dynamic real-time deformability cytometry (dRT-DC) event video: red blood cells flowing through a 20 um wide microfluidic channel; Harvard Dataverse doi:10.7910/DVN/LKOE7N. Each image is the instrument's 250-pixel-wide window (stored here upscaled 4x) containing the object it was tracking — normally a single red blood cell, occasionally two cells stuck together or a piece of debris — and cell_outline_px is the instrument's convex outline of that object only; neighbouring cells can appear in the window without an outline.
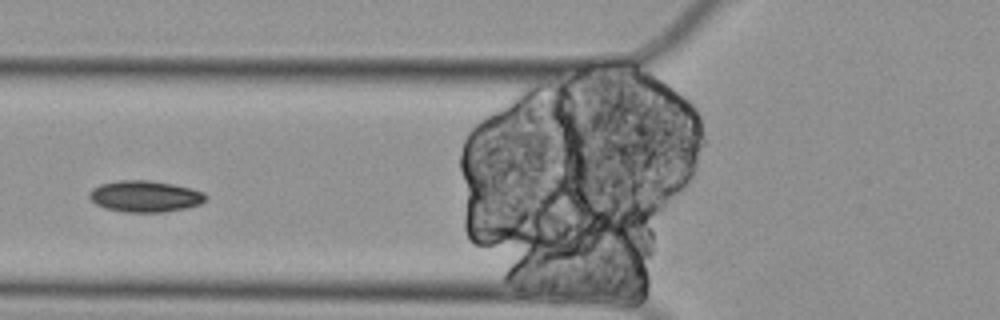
{"species": "Egyptian fruit bat (a non-hibernating species)", "species_latin": "Rousettus aegyptiacus", "temperature_condition": "cold", "stored_images_in_passage": 6, "camera_frame_rate_fps": 3000, "um_per_image_px": 0.085, "animal": {"sex": "female"}, "frame": {"image": 1, "passage_image": 5, "time_ms": 1.333, "image_size_px": [1000, 320], "cell_outline_px": [[208, 196], [200, 204], [188, 208], [164, 212], [124, 212], [104, 208], [96, 204], [88, 196], [88, 192], [92, 188], [100, 184], [120, 180], [148, 180], [172, 184], [204, 192]], "centroid_in_image_um": [12.31, 16.69], "position_along_channel_um": 113.5, "area_um2": 21.33}}
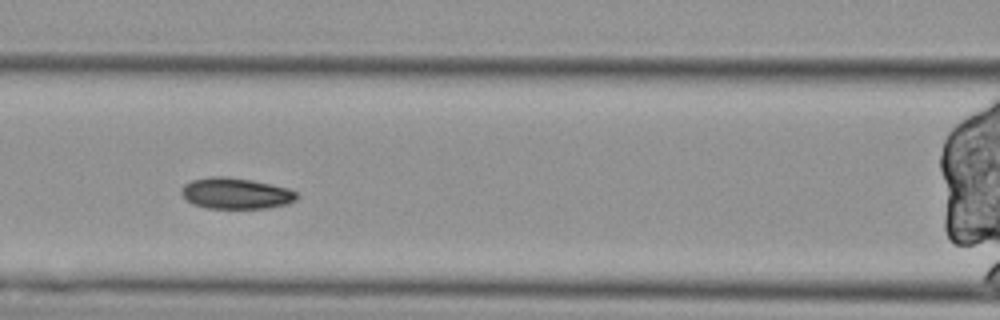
{"frame": {"image": 2, "passage_image": 6, "time_ms": 1.667, "image_size_px": [1000, 320], "cell_outline_px": [[300, 196], [296, 200], [288, 204], [268, 208], [208, 208], [192, 204], [180, 192], [180, 188], [184, 184], [192, 180], [208, 176], [224, 176], [252, 180], [288, 188], [296, 192]], "centroid_in_image_um": [20.05, 16.43], "position_along_channel_um": 146.5, "area_um2": 21.04}}